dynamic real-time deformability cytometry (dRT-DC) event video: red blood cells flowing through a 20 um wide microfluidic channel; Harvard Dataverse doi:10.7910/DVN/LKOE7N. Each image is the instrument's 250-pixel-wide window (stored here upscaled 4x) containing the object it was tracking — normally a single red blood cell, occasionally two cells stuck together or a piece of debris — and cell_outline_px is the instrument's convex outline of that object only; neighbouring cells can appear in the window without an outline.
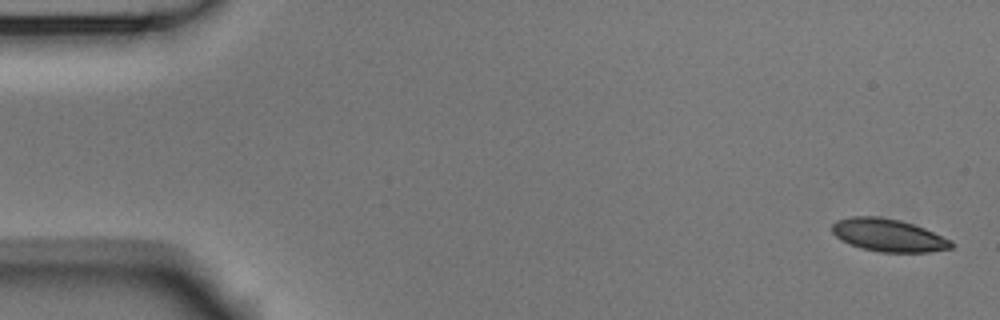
{"species": "Egyptian fruit bat (a non-hibernating species)", "species_latin": "Rousettus aegyptiacus", "temperature_condition": "room temperature", "stored_images_in_passage": 5, "camera_frame_rate_fps": 3000, "um_per_image_px": 0.085, "animal": {"sex": "male"}, "frame": {"image": 1, "passage_image": 1, "time_ms": 0.0, "image_size_px": [1000, 320], "cell_outline_px": [[956, 244], [952, 248], [928, 252], [880, 252], [860, 248], [840, 240], [832, 232], [832, 224], [836, 220], [852, 216], [880, 216], [900, 220], [924, 228], [952, 240]], "centroid_in_image_um": [75.51, 19.99], "position_along_channel_um": 9.5, "area_um2": 22.89}}
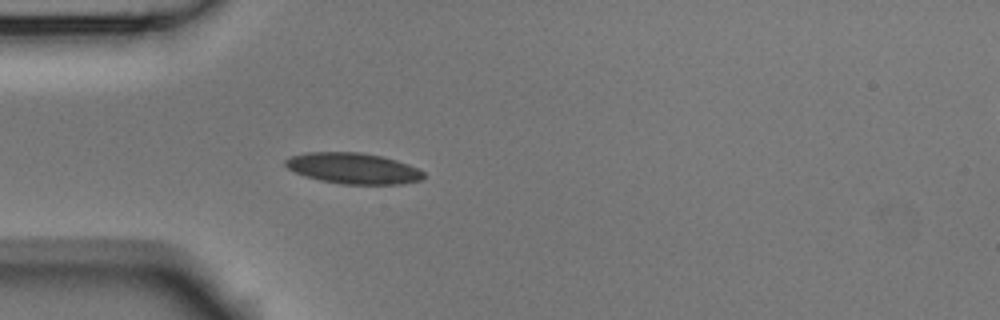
{"frame": {"image": 2, "passage_image": 5, "time_ms": 1.333, "image_size_px": [1000, 320], "cell_outline_px": [[424, 176], [420, 180], [400, 184], [340, 184], [320, 180], [304, 176], [288, 168], [284, 164], [284, 160], [292, 156], [308, 152], [360, 152], [384, 156], [408, 164], [424, 172]], "centroid_in_image_um": [30.01, 14.3], "position_along_channel_um": 55.0, "area_um2": 24.85}}